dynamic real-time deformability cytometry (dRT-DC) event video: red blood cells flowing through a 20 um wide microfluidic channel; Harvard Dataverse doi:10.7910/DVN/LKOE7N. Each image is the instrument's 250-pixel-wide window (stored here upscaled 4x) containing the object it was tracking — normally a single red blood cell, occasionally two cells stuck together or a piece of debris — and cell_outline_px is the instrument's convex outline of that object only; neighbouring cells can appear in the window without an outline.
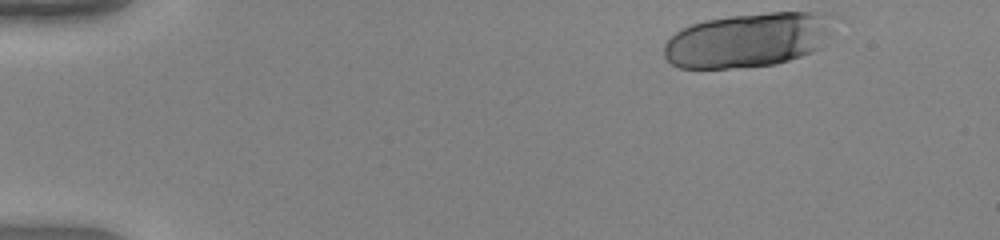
{"species": "human", "species_latin": "Homo sapiens", "temperature_condition": "warm", "stored_images_in_passage": 33, "camera_frame_rate_fps": 3000, "um_per_image_px": 0.085, "donor": {"sex": "female"}, "frame": {"image": 1, "passage_image": 1, "time_ms": 0.0, "image_size_px": [1000, 240], "cell_outline_px": [[840, 16], [828, 44], [812, 52], [776, 64], [728, 68], [680, 68], [672, 64], [664, 56], [664, 44], [676, 32], [692, 24], [704, 20], [732, 16], [768, 12], [832, 12]], "centroid_in_image_um": [63.75, 3.37], "position_along_channel_um": 21.2, "area_um2": 54.91}}
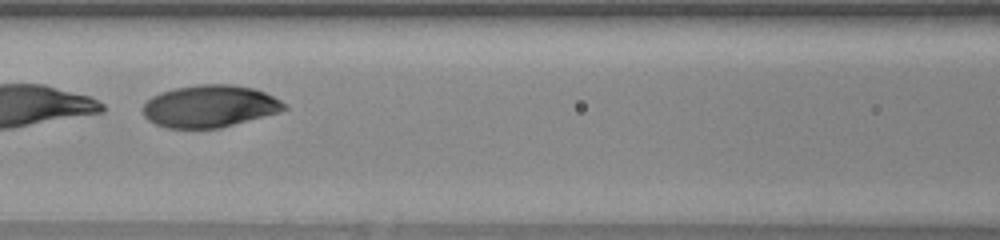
{"frame": {"image": 2, "passage_image": 19, "time_ms": 6.0, "image_size_px": [1000, 240], "cell_outline_px": [[288, 108], [276, 112], [220, 128], [168, 128], [156, 124], [148, 120], [144, 116], [140, 108], [152, 96], [160, 92], [176, 88], [200, 84], [232, 84], [252, 88], [264, 92], [288, 104]], "centroid_in_image_um": [17.78, 9.02], "position_along_channel_um": 148.8, "area_um2": 34.56}}
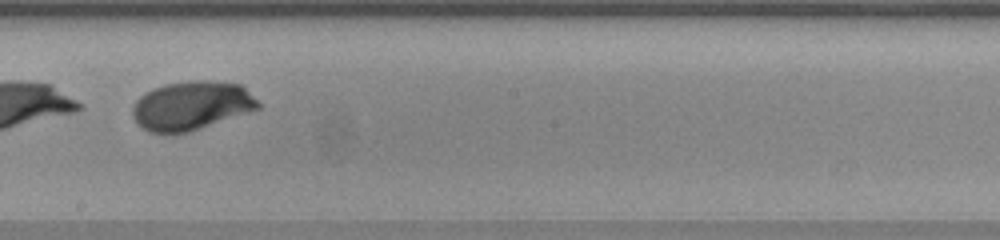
{"frame": {"image": 3, "passage_image": 25, "time_ms": 8.0, "image_size_px": [1000, 240], "cell_outline_px": [[260, 108], [188, 132], [148, 132], [140, 128], [136, 124], [132, 116], [132, 108], [136, 100], [144, 92], [152, 88], [164, 84], [188, 80], [208, 80], [240, 84], [260, 104]], "centroid_in_image_um": [16.21, 8.96], "position_along_channel_um": 232.0, "area_um2": 35.66}}